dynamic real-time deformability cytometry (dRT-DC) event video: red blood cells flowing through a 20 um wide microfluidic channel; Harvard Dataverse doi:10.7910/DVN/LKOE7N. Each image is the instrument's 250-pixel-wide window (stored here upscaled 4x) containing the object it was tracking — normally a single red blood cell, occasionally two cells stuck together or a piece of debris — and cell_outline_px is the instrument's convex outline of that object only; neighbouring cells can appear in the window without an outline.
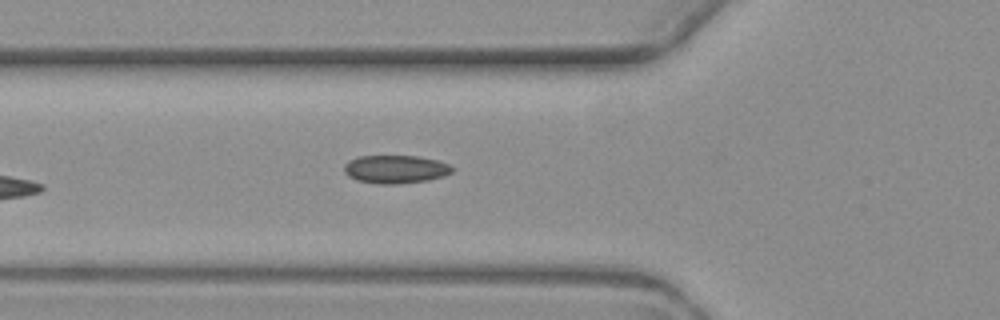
{"species": "common noctule bat (a hibernating species)", "species_latin": "Nyctalus noctula", "temperature_condition": "warm", "stored_images_in_passage": 4, "camera_frame_rate_fps": 3000, "um_per_image_px": 0.085, "animal": {"sex": "female", "body_mass_g": 19.3, "forearm_length_mm": 54.1}, "frame": {"image": 1, "passage_image": 4, "time_ms": 4.667, "image_size_px": [1000, 320], "cell_outline_px": [[456, 168], [452, 172], [444, 176], [428, 180], [396, 184], [380, 184], [356, 180], [348, 176], [344, 172], [344, 164], [348, 160], [360, 156], [416, 156], [436, 160], [448, 164]], "centroid_in_image_um": [33.61, 14.39], "position_along_channel_um": 92.2, "area_um2": 17.8}}